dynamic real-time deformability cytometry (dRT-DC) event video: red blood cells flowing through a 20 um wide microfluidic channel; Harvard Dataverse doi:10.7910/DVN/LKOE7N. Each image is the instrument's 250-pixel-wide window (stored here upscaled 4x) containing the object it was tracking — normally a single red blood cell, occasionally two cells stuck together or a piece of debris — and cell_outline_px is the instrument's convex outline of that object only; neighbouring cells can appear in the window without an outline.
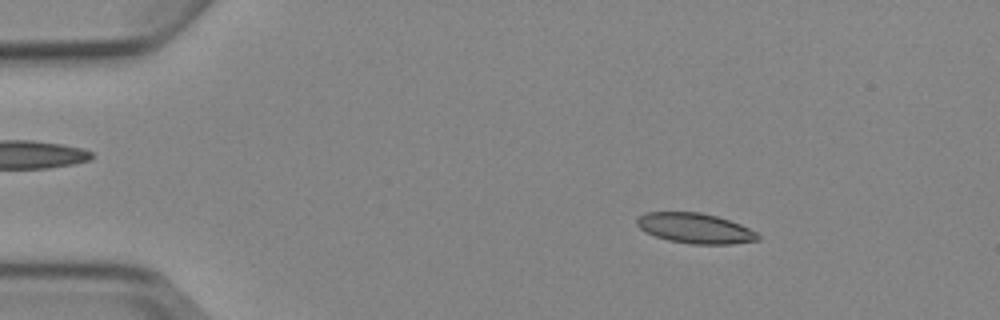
{"species": "Egyptian fruit bat (a non-hibernating species)", "species_latin": "Rousettus aegyptiacus", "temperature_condition": "cold", "stored_images_in_passage": 4, "camera_frame_rate_fps": 3000, "um_per_image_px": 0.085, "animal": {"sex": "female"}, "frame": {"image": 1, "passage_image": 2, "time_ms": 1.333, "image_size_px": [1000, 320], "cell_outline_px": [[760, 240], [732, 244], [692, 244], [668, 240], [644, 232], [636, 224], [636, 220], [640, 216], [648, 212], [700, 212], [716, 216], [740, 224], [756, 232], [760, 236]], "centroid_in_image_um": [59.09, 19.41], "position_along_channel_um": 25.9, "area_um2": 21.21}}